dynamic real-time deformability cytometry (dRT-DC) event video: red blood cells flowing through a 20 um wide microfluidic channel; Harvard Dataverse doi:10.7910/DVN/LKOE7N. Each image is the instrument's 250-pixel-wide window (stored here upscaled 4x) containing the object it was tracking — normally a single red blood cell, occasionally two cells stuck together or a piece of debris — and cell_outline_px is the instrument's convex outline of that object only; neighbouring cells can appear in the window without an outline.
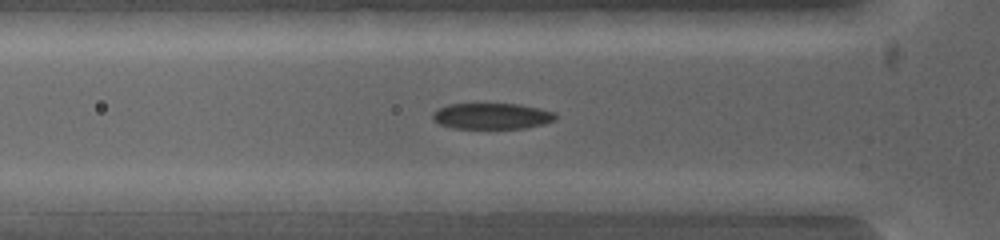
{"species": "common noctule bat (a hibernating species)", "species_latin": "Nyctalus noctula", "temperature_condition": "warm", "stored_images_in_passage": 4, "camera_frame_rate_fps": 5000, "um_per_image_px": 0.085, "animal": {"sex": "female", "body_mass_g": 19.0, "forearm_length_mm": 53.3}, "frame": {"image": 1, "passage_image": 4, "time_ms": 1.0, "image_size_px": [1000, 240], "cell_outline_px": [[600, 200], [576, 212], [500, 212], [492, 200], [500, 192]], "centroid_in_image_um": [45.81, 17.28], "position_along_channel_um": 80.0, "area_um2": 11.1}}